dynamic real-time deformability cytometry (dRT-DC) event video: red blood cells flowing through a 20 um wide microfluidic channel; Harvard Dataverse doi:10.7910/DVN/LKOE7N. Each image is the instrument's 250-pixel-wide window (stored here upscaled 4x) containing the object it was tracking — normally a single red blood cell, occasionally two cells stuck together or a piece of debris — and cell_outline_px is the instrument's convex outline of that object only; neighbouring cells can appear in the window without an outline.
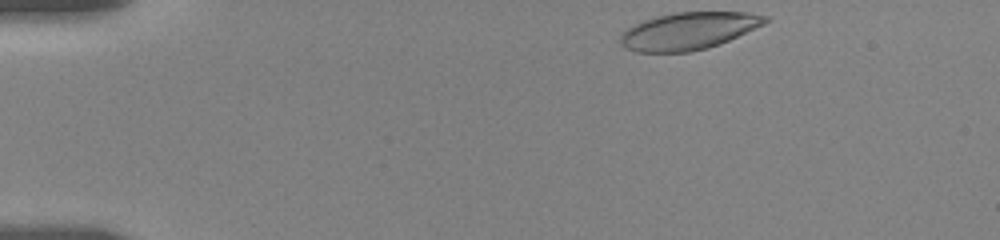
{"species": "human", "species_latin": "Homo sapiens", "temperature_condition": "room temperature", "stored_images_in_passage": 52, "camera_frame_rate_fps": 3000, "um_per_image_px": 0.085, "donor": {"sex": "female"}, "frame": {"image": 1, "passage_image": 1, "time_ms": 0.0, "image_size_px": [1000, 240], "cell_outline_px": [[768, 20], [764, 24], [728, 40], [708, 48], [688, 52], [636, 52], [624, 48], [620, 44], [620, 32], [644, 20], [656, 16], [676, 12], [748, 12], [768, 16]], "centroid_in_image_um": [58.49, 2.63], "position_along_channel_um": 26.5, "area_um2": 31.39}}
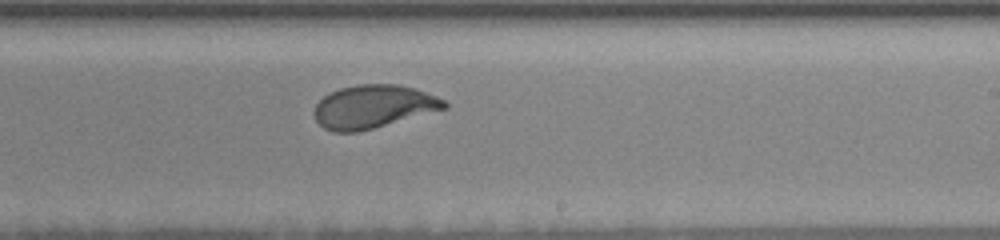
{"frame": {"image": 2, "passage_image": 27, "time_ms": 8.667, "image_size_px": [1000, 240], "cell_outline_px": [[448, 108], [372, 128], [356, 132], [332, 132], [324, 128], [316, 120], [312, 112], [316, 104], [324, 96], [340, 88], [360, 84], [396, 84], [416, 88], [436, 96], [444, 100], [448, 104]], "centroid_in_image_um": [31.72, 9.06], "position_along_channel_um": 257.3, "area_um2": 32.6}}
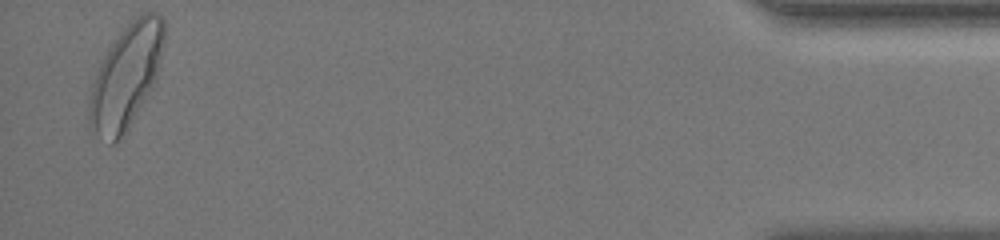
{"frame": {"image": 3, "passage_image": 50, "time_ms": 15.333, "image_size_px": [1000, 240], "cell_outline_px": [[164, 44], [156, 80], [152, 88], [128, 128], [116, 144], [112, 144], [96, 132], [92, 128], [88, 120], [88, 100], [92, 84], [100, 64], [108, 48], [128, 20], [144, 12], [156, 12], [164, 20]], "centroid_in_image_um": [10.73, 6.45], "position_along_channel_um": 424.5, "area_um2": 45.08}, "authors_computed_cell_mechanics": {"area_um2": 33.4084, "velocity_mm_per_s": 3.6062, "shape_relaxation_time_tau1_ms": 3.6776, "shape_relaxation_time_tau2_ms": 0.8855, "deformation_change_tau1": 0.1622, "deformation_change_tau2": 0.0586}}